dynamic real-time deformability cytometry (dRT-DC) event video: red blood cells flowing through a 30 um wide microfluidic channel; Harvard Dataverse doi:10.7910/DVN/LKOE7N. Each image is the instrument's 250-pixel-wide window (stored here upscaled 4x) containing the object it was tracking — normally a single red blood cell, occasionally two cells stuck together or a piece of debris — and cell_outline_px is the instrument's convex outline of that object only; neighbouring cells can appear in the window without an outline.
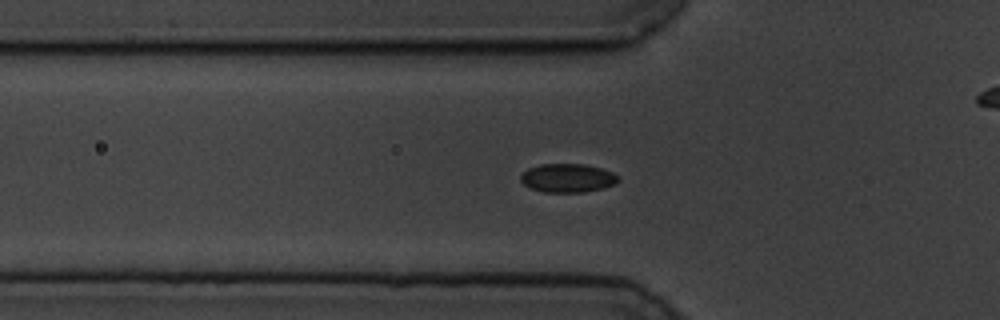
{"species": "common noctule bat (a hibernating species)", "species_latin": "Nyctalus noctula", "temperature_condition": "cold", "stored_images_in_passage": 47, "camera_frame_rate_fps": 3000, "um_per_image_px": 0.085, "animal": {"sex": "male", "body_mass_g": 19.5, "forearm_length_mm": 54.6}, "frame": {"image": 1, "passage_image": 17, "time_ms": 5.333, "image_size_px": [1000, 320], "cell_outline_px": [[620, 180], [616, 184], [604, 188], [584, 192], [544, 192], [528, 188], [520, 180], [520, 176], [528, 168], [540, 164], [584, 164], [600, 168], [612, 172], [620, 176]], "centroid_in_image_um": [48.26, 15.14], "position_along_channel_um": 77.5, "area_um2": 16.47}}
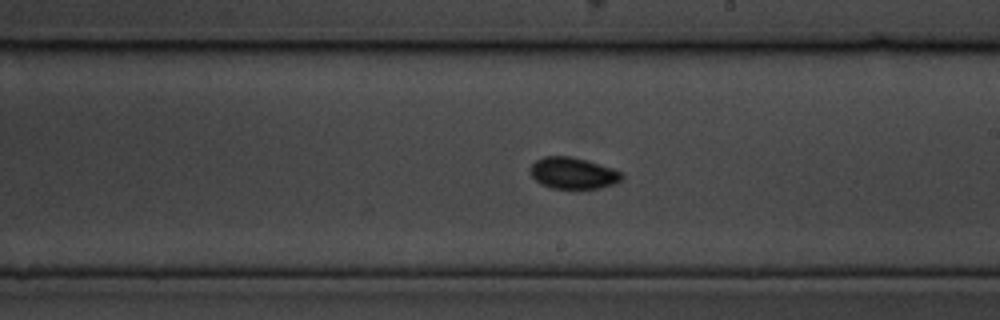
{"frame": {"image": 2, "passage_image": 31, "time_ms": 10.0, "image_size_px": [1000, 320], "cell_outline_px": [[624, 176], [620, 180], [612, 184], [600, 188], [552, 188], [540, 184], [532, 176], [528, 168], [536, 160], [544, 156], [568, 156], [600, 164], [624, 172]], "centroid_in_image_um": [48.69, 14.71], "position_along_channel_um": 240.3, "area_um2": 16.7}}
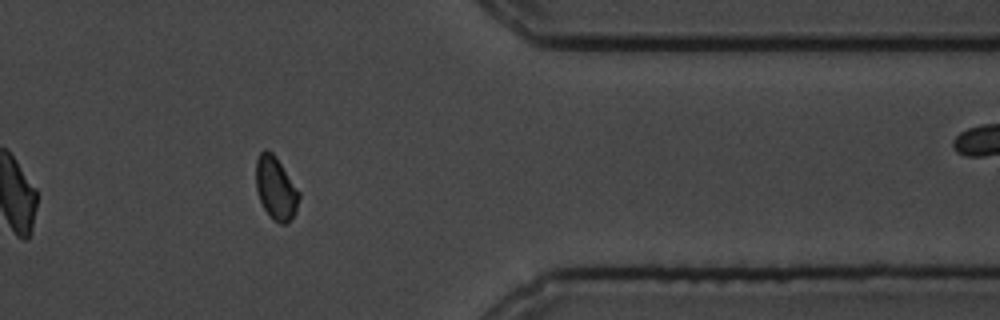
{"frame": {"image": 3, "passage_image": 45, "time_ms": 14.667, "image_size_px": [1000, 320], "cell_outline_px": [[300, 196], [296, 212], [284, 224], [280, 224], [272, 220], [264, 208], [260, 200], [256, 188], [256, 160], [260, 152], [264, 148], [272, 152], [276, 156], [300, 192]], "centroid_in_image_um": [23.44, 15.98], "position_along_channel_um": 388.0, "area_um2": 15.84}}